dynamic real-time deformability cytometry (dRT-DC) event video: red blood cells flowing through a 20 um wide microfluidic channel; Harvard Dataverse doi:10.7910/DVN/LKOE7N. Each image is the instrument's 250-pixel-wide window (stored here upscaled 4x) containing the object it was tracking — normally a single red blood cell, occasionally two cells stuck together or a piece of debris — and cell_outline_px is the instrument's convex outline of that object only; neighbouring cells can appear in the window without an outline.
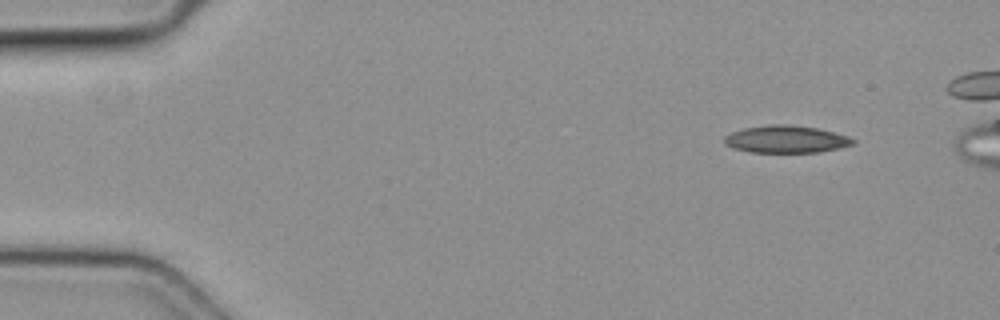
{"species": "common noctule bat (a hibernating species)", "species_latin": "Nyctalus noctula", "temperature_condition": "cold", "stored_images_in_passage": 6, "camera_frame_rate_fps": 3000, "um_per_image_px": 0.085, "animal": {"sex": "female", "body_mass_g": 19.3, "forearm_length_mm": 54.1}, "frame": {"image": 1, "passage_image": 1, "time_ms": 0.0, "image_size_px": [1000, 320], "cell_outline_px": [[856, 144], [840, 148], [820, 152], [752, 152], [732, 148], [724, 144], [724, 136], [732, 132], [744, 128], [768, 124], [788, 124], [816, 128], [848, 136], [856, 140]], "centroid_in_image_um": [66.82, 11.83], "position_along_channel_um": 18.2, "area_um2": 20.58}}
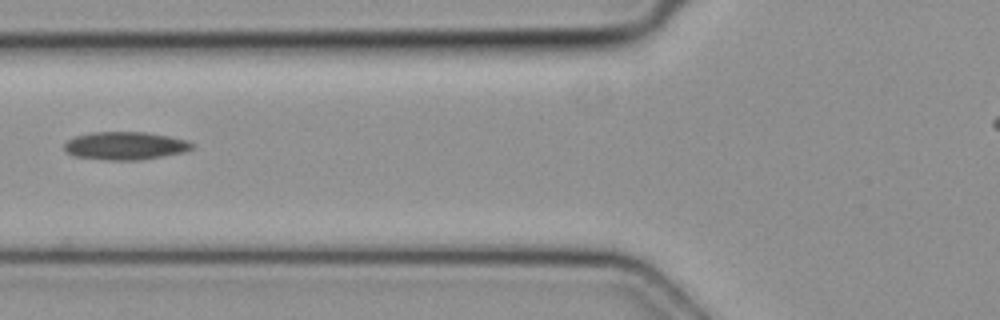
{"frame": {"image": 2, "passage_image": 5, "time_ms": 1.333, "image_size_px": [1000, 320], "cell_outline_px": [[192, 148], [184, 152], [140, 160], [104, 160], [72, 156], [64, 148], [64, 144], [68, 140], [76, 136], [92, 132], [144, 132], [168, 136], [188, 140], [192, 144]], "centroid_in_image_um": [10.62, 12.39], "position_along_channel_um": 115.2, "area_um2": 20.75}}
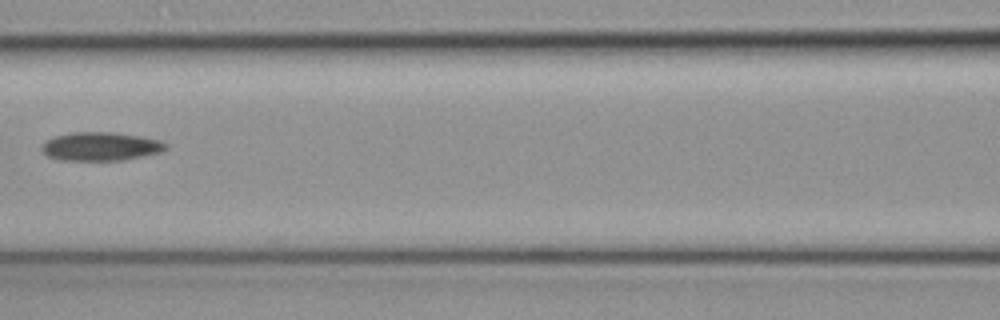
{"frame": {"image": 3, "passage_image": 6, "time_ms": 1.667, "image_size_px": [1000, 320], "cell_outline_px": [[168, 148], [160, 152], [124, 160], [56, 160], [48, 156], [40, 148], [48, 140], [56, 136], [72, 132], [116, 132], [140, 136], [160, 140], [168, 144]], "centroid_in_image_um": [8.59, 12.44], "position_along_channel_um": 158.0, "area_um2": 20.63}}